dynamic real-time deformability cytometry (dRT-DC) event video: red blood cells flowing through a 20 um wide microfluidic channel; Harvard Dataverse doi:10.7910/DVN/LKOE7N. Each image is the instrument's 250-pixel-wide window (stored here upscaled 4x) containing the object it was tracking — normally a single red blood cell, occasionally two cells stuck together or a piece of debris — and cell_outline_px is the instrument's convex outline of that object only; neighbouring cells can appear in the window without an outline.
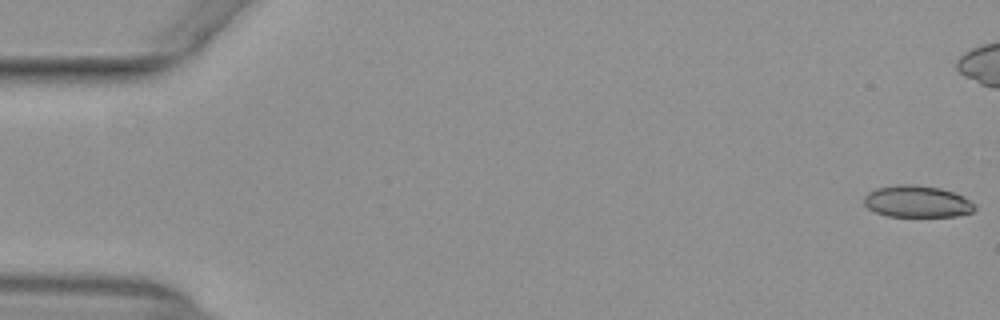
{"species": "common noctule bat (a hibernating species)", "species_latin": "Nyctalus noctula", "temperature_condition": "warm", "stored_images_in_passage": 18, "camera_frame_rate_fps": 3000, "um_per_image_px": 0.085, "animal": {"sex": "female", "body_mass_g": 29.2, "forearm_length_mm": 56.3}, "frame": {"image": 1, "passage_image": 1, "time_ms": 0.0, "image_size_px": [1000, 320], "cell_outline_px": [[976, 208], [972, 212], [956, 216], [888, 216], [876, 212], [868, 208], [864, 204], [864, 196], [868, 192], [876, 188], [896, 184], [920, 184], [940, 188], [964, 196], [976, 204]], "centroid_in_image_um": [77.96, 17.11], "position_along_channel_um": 7.0, "area_um2": 20.69}}